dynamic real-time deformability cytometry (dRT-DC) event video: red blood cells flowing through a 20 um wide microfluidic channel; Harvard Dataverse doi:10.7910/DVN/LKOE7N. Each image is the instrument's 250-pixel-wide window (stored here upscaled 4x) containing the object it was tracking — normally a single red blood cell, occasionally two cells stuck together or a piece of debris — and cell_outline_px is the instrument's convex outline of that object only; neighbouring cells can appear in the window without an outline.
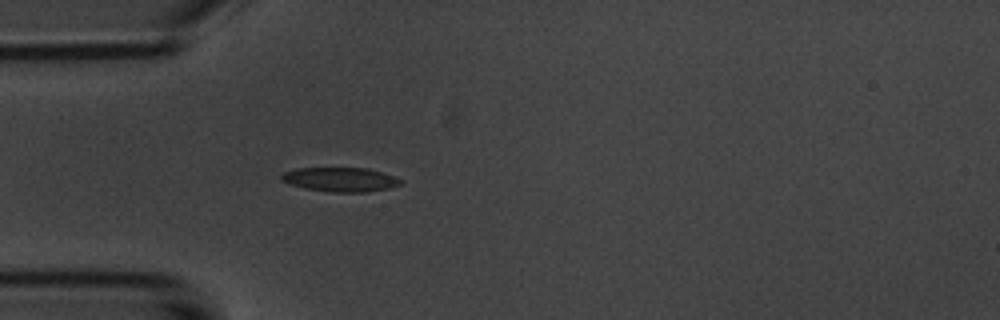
{"species": "common noctule bat (a hibernating species)", "species_latin": "Nyctalus noctula", "temperature_condition": "room temperature", "stored_images_in_passage": 1, "camera_frame_rate_fps": 3000, "um_per_image_px": 0.085, "animal": {"sex": "male", "body_mass_g": 20.1, "forearm_length_mm": 53.5}, "frame": {"image": 1, "passage_image": 1, "time_ms": 0.0, "image_size_px": [1000, 320], "cell_outline_px": [[404, 180], [400, 184], [388, 188], [368, 192], [332, 192], [304, 188], [280, 180], [280, 176], [284, 172], [296, 168], [368, 168], [396, 176]], "centroid_in_image_um": [28.96, 15.25], "position_along_channel_um": 56.0, "area_um2": 16.88}}